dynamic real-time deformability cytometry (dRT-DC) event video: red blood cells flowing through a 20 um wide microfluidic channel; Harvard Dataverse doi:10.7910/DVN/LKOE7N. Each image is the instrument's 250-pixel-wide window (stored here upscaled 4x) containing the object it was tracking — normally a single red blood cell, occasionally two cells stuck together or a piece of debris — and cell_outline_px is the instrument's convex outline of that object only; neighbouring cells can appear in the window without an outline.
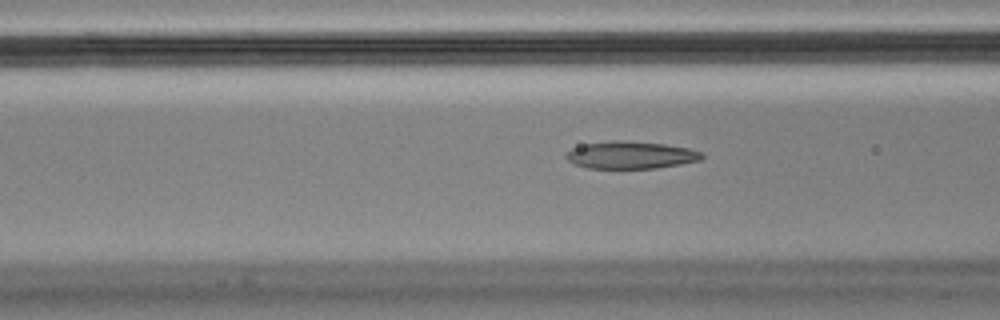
{"species": "Egyptian fruit bat (a non-hibernating species)", "species_latin": "Rousettus aegyptiacus", "temperature_condition": "cold", "stored_images_in_passage": 32, "camera_frame_rate_fps": 3000, "um_per_image_px": 0.085, "animal": {"sex": "male"}, "frame": {"image": 1, "passage_image": 15, "time_ms": 4.667, "image_size_px": [1000, 320], "cell_outline_px": [[704, 156], [700, 160], [680, 164], [656, 168], [588, 168], [572, 164], [564, 156], [572, 148], [584, 144], [616, 140], [664, 144], [688, 148], [704, 152]], "centroid_in_image_um": [53.61, 13.18], "position_along_channel_um": 113.0, "area_um2": 21.56}}
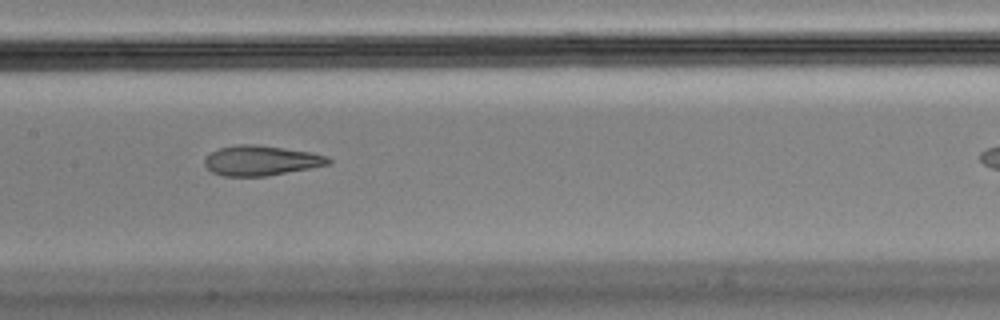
{"frame": {"image": 2, "passage_image": 21, "time_ms": 6.667, "image_size_px": [1000, 320], "cell_outline_px": [[332, 164], [264, 176], [224, 176], [212, 172], [204, 164], [204, 160], [212, 152], [220, 148], [240, 144], [256, 144], [312, 152], [328, 156], [332, 160]], "centroid_in_image_um": [22.23, 13.64], "position_along_channel_um": 185.2, "area_um2": 21.5}}
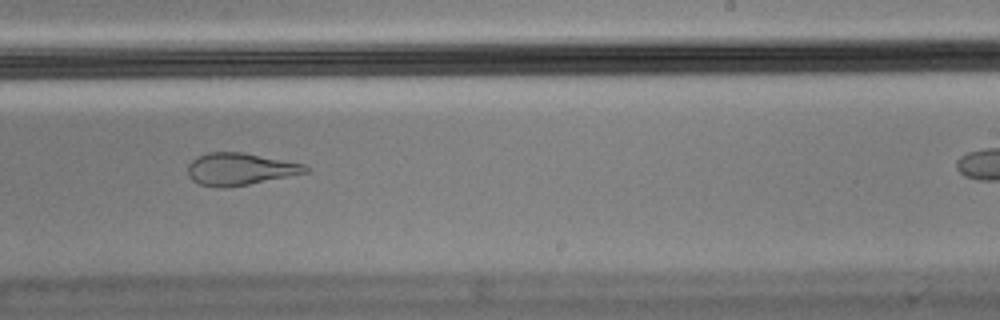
{"frame": {"image": 3, "passage_image": 28, "time_ms": 9.0, "image_size_px": [1000, 320], "cell_outline_px": [[308, 172], [248, 184], [224, 188], [200, 184], [192, 180], [188, 176], [188, 164], [196, 156], [208, 152], [240, 152], [304, 164], [308, 168]], "centroid_in_image_um": [20.34, 14.36], "position_along_channel_um": 268.7, "area_um2": 21.73}}